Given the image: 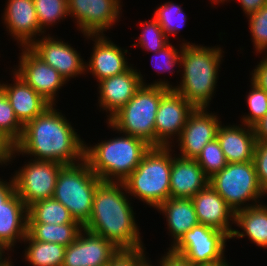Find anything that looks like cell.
<instances>
[{
  "mask_svg": "<svg viewBox=\"0 0 267 266\" xmlns=\"http://www.w3.org/2000/svg\"><path fill=\"white\" fill-rule=\"evenodd\" d=\"M176 155L170 173V197L192 198L209 184V178L195 159Z\"/></svg>",
  "mask_w": 267,
  "mask_h": 266,
  "instance_id": "cell-24",
  "label": "cell"
},
{
  "mask_svg": "<svg viewBox=\"0 0 267 266\" xmlns=\"http://www.w3.org/2000/svg\"><path fill=\"white\" fill-rule=\"evenodd\" d=\"M142 139L122 133L94 146L85 143L84 160L102 181L123 182L150 149Z\"/></svg>",
  "mask_w": 267,
  "mask_h": 266,
  "instance_id": "cell-4",
  "label": "cell"
},
{
  "mask_svg": "<svg viewBox=\"0 0 267 266\" xmlns=\"http://www.w3.org/2000/svg\"><path fill=\"white\" fill-rule=\"evenodd\" d=\"M12 74L14 83L0 82V89L8 98L17 119L24 126L43 113L51 104L14 71Z\"/></svg>",
  "mask_w": 267,
  "mask_h": 266,
  "instance_id": "cell-21",
  "label": "cell"
},
{
  "mask_svg": "<svg viewBox=\"0 0 267 266\" xmlns=\"http://www.w3.org/2000/svg\"><path fill=\"white\" fill-rule=\"evenodd\" d=\"M209 185L234 212L263 203L260 198L266 196L259 185L253 161L227 163L220 172L209 178Z\"/></svg>",
  "mask_w": 267,
  "mask_h": 266,
  "instance_id": "cell-8",
  "label": "cell"
},
{
  "mask_svg": "<svg viewBox=\"0 0 267 266\" xmlns=\"http://www.w3.org/2000/svg\"><path fill=\"white\" fill-rule=\"evenodd\" d=\"M230 1V0H228ZM246 17L267 4V0H238Z\"/></svg>",
  "mask_w": 267,
  "mask_h": 266,
  "instance_id": "cell-43",
  "label": "cell"
},
{
  "mask_svg": "<svg viewBox=\"0 0 267 266\" xmlns=\"http://www.w3.org/2000/svg\"><path fill=\"white\" fill-rule=\"evenodd\" d=\"M14 149L15 145L0 133V165L5 164L7 166V163L14 160L12 157Z\"/></svg>",
  "mask_w": 267,
  "mask_h": 266,
  "instance_id": "cell-42",
  "label": "cell"
},
{
  "mask_svg": "<svg viewBox=\"0 0 267 266\" xmlns=\"http://www.w3.org/2000/svg\"><path fill=\"white\" fill-rule=\"evenodd\" d=\"M183 41L184 40H182V43L179 46L180 48L178 50L172 45V43L169 42L160 51L153 53V55L155 56H153V59H151V61L153 63L152 65H154L155 62L154 67H156L155 70L157 74H160L165 71L173 74L172 71L174 70V66L177 65L180 68V59L183 43H190V41ZM154 57H156V59Z\"/></svg>",
  "mask_w": 267,
  "mask_h": 266,
  "instance_id": "cell-37",
  "label": "cell"
},
{
  "mask_svg": "<svg viewBox=\"0 0 267 266\" xmlns=\"http://www.w3.org/2000/svg\"><path fill=\"white\" fill-rule=\"evenodd\" d=\"M191 200L199 224L222 231L229 238L232 236L234 229L230 224L235 223V212L211 185L201 189Z\"/></svg>",
  "mask_w": 267,
  "mask_h": 266,
  "instance_id": "cell-19",
  "label": "cell"
},
{
  "mask_svg": "<svg viewBox=\"0 0 267 266\" xmlns=\"http://www.w3.org/2000/svg\"><path fill=\"white\" fill-rule=\"evenodd\" d=\"M145 247L119 248L112 256L109 266H138L146 257ZM145 253V254H144Z\"/></svg>",
  "mask_w": 267,
  "mask_h": 266,
  "instance_id": "cell-38",
  "label": "cell"
},
{
  "mask_svg": "<svg viewBox=\"0 0 267 266\" xmlns=\"http://www.w3.org/2000/svg\"><path fill=\"white\" fill-rule=\"evenodd\" d=\"M195 160L208 178L220 172L228 163L217 138L208 142Z\"/></svg>",
  "mask_w": 267,
  "mask_h": 266,
  "instance_id": "cell-33",
  "label": "cell"
},
{
  "mask_svg": "<svg viewBox=\"0 0 267 266\" xmlns=\"http://www.w3.org/2000/svg\"><path fill=\"white\" fill-rule=\"evenodd\" d=\"M251 72V81L267 92V54Z\"/></svg>",
  "mask_w": 267,
  "mask_h": 266,
  "instance_id": "cell-40",
  "label": "cell"
},
{
  "mask_svg": "<svg viewBox=\"0 0 267 266\" xmlns=\"http://www.w3.org/2000/svg\"><path fill=\"white\" fill-rule=\"evenodd\" d=\"M153 17L157 20L162 30L170 38L169 35L175 36L187 22L186 14L181 5H176L173 1H168L154 11Z\"/></svg>",
  "mask_w": 267,
  "mask_h": 266,
  "instance_id": "cell-30",
  "label": "cell"
},
{
  "mask_svg": "<svg viewBox=\"0 0 267 266\" xmlns=\"http://www.w3.org/2000/svg\"><path fill=\"white\" fill-rule=\"evenodd\" d=\"M129 199L124 182L101 181L84 229L109 240L118 249L144 246Z\"/></svg>",
  "mask_w": 267,
  "mask_h": 266,
  "instance_id": "cell-2",
  "label": "cell"
},
{
  "mask_svg": "<svg viewBox=\"0 0 267 266\" xmlns=\"http://www.w3.org/2000/svg\"><path fill=\"white\" fill-rule=\"evenodd\" d=\"M207 108H195L188 116L179 137V157L196 159L206 144L217 136L222 123L216 113H209Z\"/></svg>",
  "mask_w": 267,
  "mask_h": 266,
  "instance_id": "cell-15",
  "label": "cell"
},
{
  "mask_svg": "<svg viewBox=\"0 0 267 266\" xmlns=\"http://www.w3.org/2000/svg\"><path fill=\"white\" fill-rule=\"evenodd\" d=\"M251 82V90L247 96V106L250 110L247 115L241 118V122L247 126L253 127L259 120L267 114V92L259 88L255 83Z\"/></svg>",
  "mask_w": 267,
  "mask_h": 266,
  "instance_id": "cell-35",
  "label": "cell"
},
{
  "mask_svg": "<svg viewBox=\"0 0 267 266\" xmlns=\"http://www.w3.org/2000/svg\"><path fill=\"white\" fill-rule=\"evenodd\" d=\"M21 51L19 65L13 71L47 102L56 105L57 92L66 85V79L37 57L28 47H22Z\"/></svg>",
  "mask_w": 267,
  "mask_h": 266,
  "instance_id": "cell-12",
  "label": "cell"
},
{
  "mask_svg": "<svg viewBox=\"0 0 267 266\" xmlns=\"http://www.w3.org/2000/svg\"><path fill=\"white\" fill-rule=\"evenodd\" d=\"M173 86L168 80L143 85L135 95L107 122L108 127L126 135L142 139L155 147V118L161 97Z\"/></svg>",
  "mask_w": 267,
  "mask_h": 266,
  "instance_id": "cell-5",
  "label": "cell"
},
{
  "mask_svg": "<svg viewBox=\"0 0 267 266\" xmlns=\"http://www.w3.org/2000/svg\"><path fill=\"white\" fill-rule=\"evenodd\" d=\"M228 239L224 232L198 224L187 231L171 249L194 265L210 264L226 259L224 255Z\"/></svg>",
  "mask_w": 267,
  "mask_h": 266,
  "instance_id": "cell-10",
  "label": "cell"
},
{
  "mask_svg": "<svg viewBox=\"0 0 267 266\" xmlns=\"http://www.w3.org/2000/svg\"><path fill=\"white\" fill-rule=\"evenodd\" d=\"M101 181L85 160L64 165L60 169L53 198L68 209L74 220L84 225L91 216L94 194Z\"/></svg>",
  "mask_w": 267,
  "mask_h": 266,
  "instance_id": "cell-7",
  "label": "cell"
},
{
  "mask_svg": "<svg viewBox=\"0 0 267 266\" xmlns=\"http://www.w3.org/2000/svg\"><path fill=\"white\" fill-rule=\"evenodd\" d=\"M27 223L66 224L80 222L74 220L68 209L52 197L37 201L27 208Z\"/></svg>",
  "mask_w": 267,
  "mask_h": 266,
  "instance_id": "cell-29",
  "label": "cell"
},
{
  "mask_svg": "<svg viewBox=\"0 0 267 266\" xmlns=\"http://www.w3.org/2000/svg\"><path fill=\"white\" fill-rule=\"evenodd\" d=\"M252 42L256 53L267 52V4L247 16Z\"/></svg>",
  "mask_w": 267,
  "mask_h": 266,
  "instance_id": "cell-36",
  "label": "cell"
},
{
  "mask_svg": "<svg viewBox=\"0 0 267 266\" xmlns=\"http://www.w3.org/2000/svg\"><path fill=\"white\" fill-rule=\"evenodd\" d=\"M224 51L220 46L207 47L195 43H183L180 59L182 78L173 89L194 108H208L215 95L218 71Z\"/></svg>",
  "mask_w": 267,
  "mask_h": 266,
  "instance_id": "cell-3",
  "label": "cell"
},
{
  "mask_svg": "<svg viewBox=\"0 0 267 266\" xmlns=\"http://www.w3.org/2000/svg\"><path fill=\"white\" fill-rule=\"evenodd\" d=\"M117 250L109 240L83 229L66 247L62 266H105Z\"/></svg>",
  "mask_w": 267,
  "mask_h": 266,
  "instance_id": "cell-17",
  "label": "cell"
},
{
  "mask_svg": "<svg viewBox=\"0 0 267 266\" xmlns=\"http://www.w3.org/2000/svg\"><path fill=\"white\" fill-rule=\"evenodd\" d=\"M15 193V183L13 177L9 182L0 178V207Z\"/></svg>",
  "mask_w": 267,
  "mask_h": 266,
  "instance_id": "cell-44",
  "label": "cell"
},
{
  "mask_svg": "<svg viewBox=\"0 0 267 266\" xmlns=\"http://www.w3.org/2000/svg\"><path fill=\"white\" fill-rule=\"evenodd\" d=\"M56 39L54 36L42 35L36 39L28 48L43 62L53 67L68 82L85 72V63L78 51L68 42Z\"/></svg>",
  "mask_w": 267,
  "mask_h": 266,
  "instance_id": "cell-14",
  "label": "cell"
},
{
  "mask_svg": "<svg viewBox=\"0 0 267 266\" xmlns=\"http://www.w3.org/2000/svg\"><path fill=\"white\" fill-rule=\"evenodd\" d=\"M144 81L140 70L131 65L123 73L98 82V104L109 114L107 121L135 95L142 84L147 85Z\"/></svg>",
  "mask_w": 267,
  "mask_h": 266,
  "instance_id": "cell-16",
  "label": "cell"
},
{
  "mask_svg": "<svg viewBox=\"0 0 267 266\" xmlns=\"http://www.w3.org/2000/svg\"><path fill=\"white\" fill-rule=\"evenodd\" d=\"M4 256L5 254L0 256V266H14L13 261H11V258H9L11 256H7L8 258Z\"/></svg>",
  "mask_w": 267,
  "mask_h": 266,
  "instance_id": "cell-46",
  "label": "cell"
},
{
  "mask_svg": "<svg viewBox=\"0 0 267 266\" xmlns=\"http://www.w3.org/2000/svg\"><path fill=\"white\" fill-rule=\"evenodd\" d=\"M84 229L81 223L44 224L27 223V234L40 242H53L67 247Z\"/></svg>",
  "mask_w": 267,
  "mask_h": 266,
  "instance_id": "cell-27",
  "label": "cell"
},
{
  "mask_svg": "<svg viewBox=\"0 0 267 266\" xmlns=\"http://www.w3.org/2000/svg\"><path fill=\"white\" fill-rule=\"evenodd\" d=\"M49 106L43 113L23 126L22 136L15 144L12 157L27 154L35 160L74 165L84 160L85 142L65 115ZM17 154V155H16Z\"/></svg>",
  "mask_w": 267,
  "mask_h": 266,
  "instance_id": "cell-1",
  "label": "cell"
},
{
  "mask_svg": "<svg viewBox=\"0 0 267 266\" xmlns=\"http://www.w3.org/2000/svg\"><path fill=\"white\" fill-rule=\"evenodd\" d=\"M228 163L253 161L256 138L254 129L245 124L222 125L216 136Z\"/></svg>",
  "mask_w": 267,
  "mask_h": 266,
  "instance_id": "cell-22",
  "label": "cell"
},
{
  "mask_svg": "<svg viewBox=\"0 0 267 266\" xmlns=\"http://www.w3.org/2000/svg\"><path fill=\"white\" fill-rule=\"evenodd\" d=\"M171 152V146L150 147L137 168L123 181L129 196L155 209L170 198L174 156Z\"/></svg>",
  "mask_w": 267,
  "mask_h": 266,
  "instance_id": "cell-6",
  "label": "cell"
},
{
  "mask_svg": "<svg viewBox=\"0 0 267 266\" xmlns=\"http://www.w3.org/2000/svg\"><path fill=\"white\" fill-rule=\"evenodd\" d=\"M142 33L137 39V43L131 46H140L148 52H158L165 47L169 42L168 36L162 30L157 20L153 17L152 20L140 22Z\"/></svg>",
  "mask_w": 267,
  "mask_h": 266,
  "instance_id": "cell-32",
  "label": "cell"
},
{
  "mask_svg": "<svg viewBox=\"0 0 267 266\" xmlns=\"http://www.w3.org/2000/svg\"><path fill=\"white\" fill-rule=\"evenodd\" d=\"M67 4L69 16L83 35L104 34L122 13L121 0H67Z\"/></svg>",
  "mask_w": 267,
  "mask_h": 266,
  "instance_id": "cell-11",
  "label": "cell"
},
{
  "mask_svg": "<svg viewBox=\"0 0 267 266\" xmlns=\"http://www.w3.org/2000/svg\"><path fill=\"white\" fill-rule=\"evenodd\" d=\"M148 257L146 256L139 264H138V266H154V265H152L151 264V261H149L148 259H147ZM158 266H160V261H159V265Z\"/></svg>",
  "mask_w": 267,
  "mask_h": 266,
  "instance_id": "cell-48",
  "label": "cell"
},
{
  "mask_svg": "<svg viewBox=\"0 0 267 266\" xmlns=\"http://www.w3.org/2000/svg\"><path fill=\"white\" fill-rule=\"evenodd\" d=\"M256 141H267V114L254 126Z\"/></svg>",
  "mask_w": 267,
  "mask_h": 266,
  "instance_id": "cell-45",
  "label": "cell"
},
{
  "mask_svg": "<svg viewBox=\"0 0 267 266\" xmlns=\"http://www.w3.org/2000/svg\"><path fill=\"white\" fill-rule=\"evenodd\" d=\"M29 160L13 175L15 192L27 208L53 197L60 169L64 166L55 161Z\"/></svg>",
  "mask_w": 267,
  "mask_h": 266,
  "instance_id": "cell-9",
  "label": "cell"
},
{
  "mask_svg": "<svg viewBox=\"0 0 267 266\" xmlns=\"http://www.w3.org/2000/svg\"><path fill=\"white\" fill-rule=\"evenodd\" d=\"M164 214L170 236L173 237L171 248L181 237L194 226L198 225V219L191 198H168L156 208Z\"/></svg>",
  "mask_w": 267,
  "mask_h": 266,
  "instance_id": "cell-25",
  "label": "cell"
},
{
  "mask_svg": "<svg viewBox=\"0 0 267 266\" xmlns=\"http://www.w3.org/2000/svg\"><path fill=\"white\" fill-rule=\"evenodd\" d=\"M160 266H195L185 256L174 252L171 248L161 256Z\"/></svg>",
  "mask_w": 267,
  "mask_h": 266,
  "instance_id": "cell-41",
  "label": "cell"
},
{
  "mask_svg": "<svg viewBox=\"0 0 267 266\" xmlns=\"http://www.w3.org/2000/svg\"><path fill=\"white\" fill-rule=\"evenodd\" d=\"M226 259L224 261H217L210 264H198L195 266H232Z\"/></svg>",
  "mask_w": 267,
  "mask_h": 266,
  "instance_id": "cell-47",
  "label": "cell"
},
{
  "mask_svg": "<svg viewBox=\"0 0 267 266\" xmlns=\"http://www.w3.org/2000/svg\"><path fill=\"white\" fill-rule=\"evenodd\" d=\"M27 207L15 192L0 207V251L6 254L26 237Z\"/></svg>",
  "mask_w": 267,
  "mask_h": 266,
  "instance_id": "cell-23",
  "label": "cell"
},
{
  "mask_svg": "<svg viewBox=\"0 0 267 266\" xmlns=\"http://www.w3.org/2000/svg\"><path fill=\"white\" fill-rule=\"evenodd\" d=\"M25 247L24 258L31 266H62L66 247L53 242L33 240L28 234L23 239Z\"/></svg>",
  "mask_w": 267,
  "mask_h": 266,
  "instance_id": "cell-28",
  "label": "cell"
},
{
  "mask_svg": "<svg viewBox=\"0 0 267 266\" xmlns=\"http://www.w3.org/2000/svg\"><path fill=\"white\" fill-rule=\"evenodd\" d=\"M2 20L12 38L22 47H29L41 36L33 0H8Z\"/></svg>",
  "mask_w": 267,
  "mask_h": 266,
  "instance_id": "cell-20",
  "label": "cell"
},
{
  "mask_svg": "<svg viewBox=\"0 0 267 266\" xmlns=\"http://www.w3.org/2000/svg\"><path fill=\"white\" fill-rule=\"evenodd\" d=\"M211 4H219V3H224V2H228L227 0H210Z\"/></svg>",
  "mask_w": 267,
  "mask_h": 266,
  "instance_id": "cell-49",
  "label": "cell"
},
{
  "mask_svg": "<svg viewBox=\"0 0 267 266\" xmlns=\"http://www.w3.org/2000/svg\"><path fill=\"white\" fill-rule=\"evenodd\" d=\"M235 224L242 229L233 230L230 239L245 236L258 247L267 245V205L259 203L235 212Z\"/></svg>",
  "mask_w": 267,
  "mask_h": 266,
  "instance_id": "cell-26",
  "label": "cell"
},
{
  "mask_svg": "<svg viewBox=\"0 0 267 266\" xmlns=\"http://www.w3.org/2000/svg\"><path fill=\"white\" fill-rule=\"evenodd\" d=\"M33 1L38 22L41 27V35H44L45 32H47L46 30H44L46 29L47 26L50 28L51 26L61 21V19L63 20L67 16H69L67 0H33Z\"/></svg>",
  "mask_w": 267,
  "mask_h": 266,
  "instance_id": "cell-31",
  "label": "cell"
},
{
  "mask_svg": "<svg viewBox=\"0 0 267 266\" xmlns=\"http://www.w3.org/2000/svg\"><path fill=\"white\" fill-rule=\"evenodd\" d=\"M22 132L23 125L17 119L5 93L0 89V133L15 145Z\"/></svg>",
  "mask_w": 267,
  "mask_h": 266,
  "instance_id": "cell-34",
  "label": "cell"
},
{
  "mask_svg": "<svg viewBox=\"0 0 267 266\" xmlns=\"http://www.w3.org/2000/svg\"><path fill=\"white\" fill-rule=\"evenodd\" d=\"M253 162L261 189L267 195V141H257Z\"/></svg>",
  "mask_w": 267,
  "mask_h": 266,
  "instance_id": "cell-39",
  "label": "cell"
},
{
  "mask_svg": "<svg viewBox=\"0 0 267 266\" xmlns=\"http://www.w3.org/2000/svg\"><path fill=\"white\" fill-rule=\"evenodd\" d=\"M105 35H84L86 40L91 38L94 41L89 62L85 63V72H90L97 82L121 74L132 65L127 62L128 50L118 47Z\"/></svg>",
  "mask_w": 267,
  "mask_h": 266,
  "instance_id": "cell-18",
  "label": "cell"
},
{
  "mask_svg": "<svg viewBox=\"0 0 267 266\" xmlns=\"http://www.w3.org/2000/svg\"><path fill=\"white\" fill-rule=\"evenodd\" d=\"M195 108L174 89H169L160 100L155 118V147L171 146L184 128ZM176 136V137H175ZM173 142H172V141Z\"/></svg>",
  "mask_w": 267,
  "mask_h": 266,
  "instance_id": "cell-13",
  "label": "cell"
}]
</instances>
